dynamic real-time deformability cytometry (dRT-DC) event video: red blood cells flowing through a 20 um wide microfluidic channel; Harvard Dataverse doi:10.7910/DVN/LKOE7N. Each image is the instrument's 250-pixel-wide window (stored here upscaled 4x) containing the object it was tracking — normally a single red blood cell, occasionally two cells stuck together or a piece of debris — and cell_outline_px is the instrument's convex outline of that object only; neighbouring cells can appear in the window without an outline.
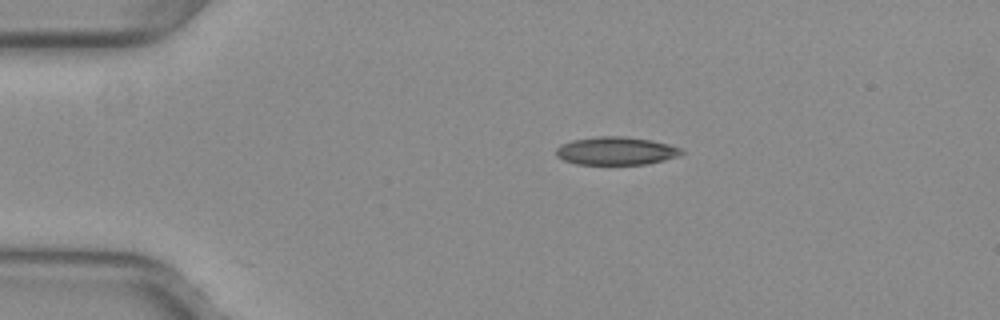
{"species": "common noctule bat (a hibernating species)", "species_latin": "Nyctalus noctula", "temperature_condition": "warm", "stored_images_in_passage": 13, "camera_frame_rate_fps": 3000, "um_per_image_px": 0.085, "animal": {"sex": "female", "body_mass_g": 29.2, "forearm_length_mm": 56.3}, "frame": {"image": 1, "passage_image": 1, "time_ms": 0.0, "image_size_px": [1000, 320], "cell_outline_px": [[684, 152], [680, 156], [648, 164], [576, 164], [564, 160], [556, 156], [556, 148], [560, 144], [572, 140], [596, 136], [624, 136], [652, 140], [668, 144], [680, 148]], "centroid_in_image_um": [52.36, 12.82], "position_along_channel_um": 32.6, "area_um2": 20.63}}
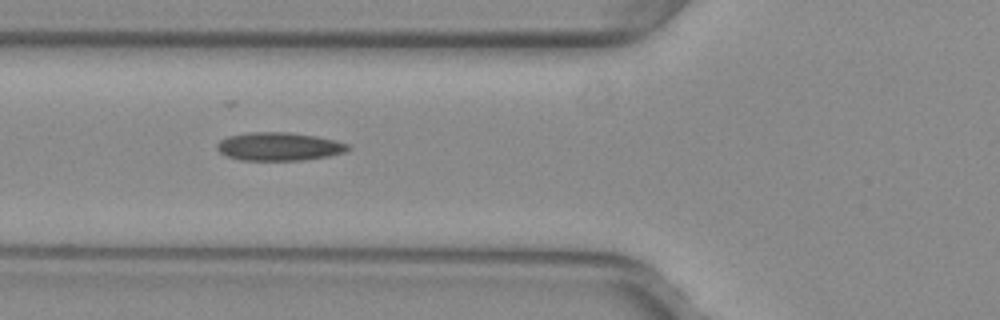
{"frame": {"image": 2, "passage_image": 10, "time_ms": 3.0, "image_size_px": [1000, 320], "cell_outline_px": [[352, 148], [348, 152], [328, 156], [304, 160], [240, 160], [228, 156], [220, 152], [216, 148], [216, 144], [220, 140], [228, 136], [248, 132], [288, 132], [316, 136], [336, 140], [348, 144]], "centroid_in_image_um": [23.75, 12.45], "position_along_channel_um": 102.1, "area_um2": 21.73}}
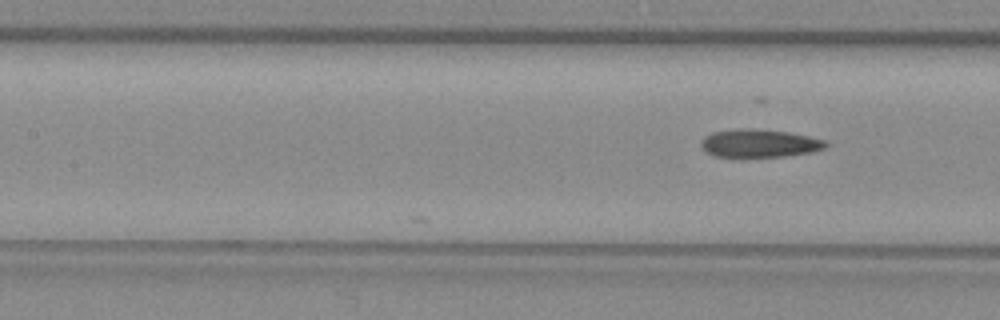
{"frame": {"image": 3, "passage_image": 13, "time_ms": 4.0, "image_size_px": [1000, 320], "cell_outline_px": [[828, 144], [824, 148], [812, 152], [784, 156], [744, 160], [740, 160], [716, 156], [708, 152], [700, 144], [700, 140], [704, 136], [712, 132], [740, 128], [748, 128], [788, 132], [808, 136], [824, 140]], "centroid_in_image_um": [64.48, 12.22], "position_along_channel_um": 142.9, "area_um2": 21.1}}